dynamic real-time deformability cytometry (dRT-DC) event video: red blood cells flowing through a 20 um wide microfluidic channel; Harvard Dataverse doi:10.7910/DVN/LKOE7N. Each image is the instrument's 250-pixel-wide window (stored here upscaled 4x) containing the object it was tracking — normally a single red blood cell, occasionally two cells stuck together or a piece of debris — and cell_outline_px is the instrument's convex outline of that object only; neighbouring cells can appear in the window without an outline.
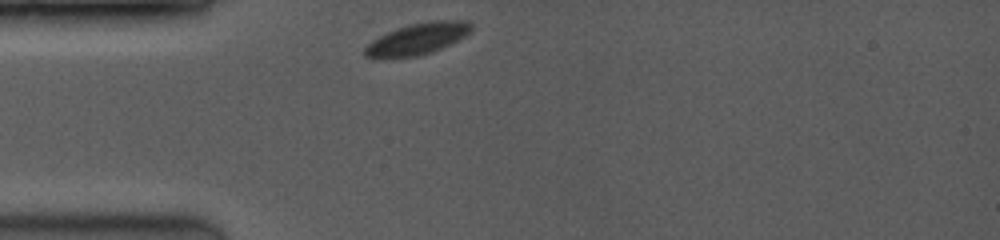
{"species": "common noctule bat (a hibernating species)", "species_latin": "Nyctalus noctula", "temperature_condition": "room temperature", "stored_images_in_passage": 36, "camera_frame_rate_fps": 3500, "um_per_image_px": 0.085, "animal": {"sex": "female", "body_mass_g": 19.0, "forearm_length_mm": 53.3}, "frame": {"image": 1, "passage_image": 1, "time_ms": 0.0, "image_size_px": [1000, 240], "cell_outline_px": [[472, 28], [464, 36], [432, 52], [420, 56], [364, 56], [364, 48], [372, 40], [396, 28], [408, 24], [428, 20], [468, 20], [472, 24]], "centroid_in_image_um": [35.52, 3.25], "position_along_channel_um": 49.5, "area_um2": 19.07}}
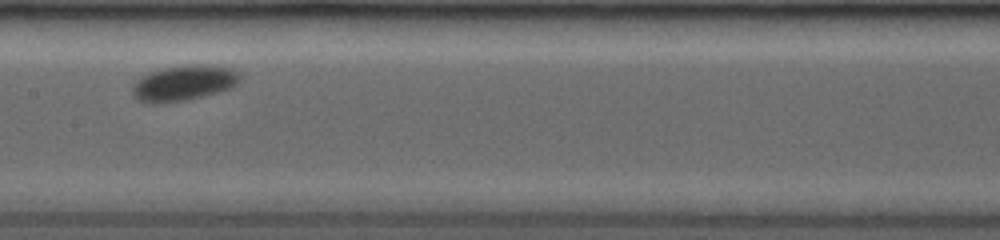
{"frame": {"image": 2, "passage_image": 15, "time_ms": 4.0, "image_size_px": [1000, 240], "cell_outline_px": [[240, 80], [232, 88], [188, 100], [152, 104], [148, 104], [140, 100], [132, 92], [132, 84], [140, 76], [164, 68], [192, 64], [208, 64], [232, 68], [240, 72]], "centroid_in_image_um": [15.64, 7.05], "position_along_channel_um": 191.8, "area_um2": 22.37}}
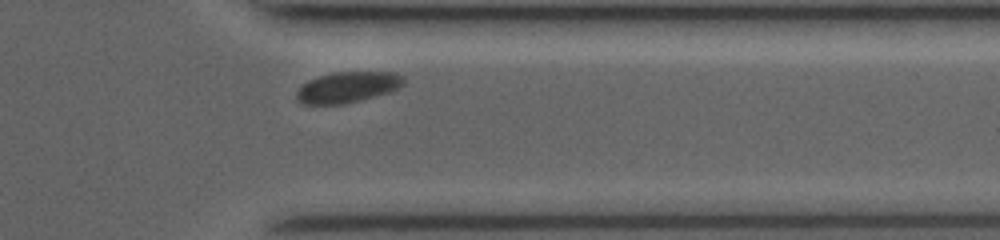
{"frame": {"image": 3, "passage_image": 32, "time_ms": 8.857, "image_size_px": [1000, 240], "cell_outline_px": [[404, 84], [400, 88], [388, 92], [360, 100], [344, 104], [304, 104], [296, 100], [296, 92], [308, 80], [332, 72], [396, 72], [404, 76]], "centroid_in_image_um": [29.57, 7.4], "position_along_channel_um": 381.8, "area_um2": 19.25}, "authors_computed_cell_mechanics": {"area_um2": 20.3745, "velocity_mm_per_s": 3.8686, "shape_relaxation_time_tau1_ms": 2.0227, "shape_relaxation_time_tau2_ms": null, "deformation_change_tau1": 0.0687, "deformation_change_tau2": null}}